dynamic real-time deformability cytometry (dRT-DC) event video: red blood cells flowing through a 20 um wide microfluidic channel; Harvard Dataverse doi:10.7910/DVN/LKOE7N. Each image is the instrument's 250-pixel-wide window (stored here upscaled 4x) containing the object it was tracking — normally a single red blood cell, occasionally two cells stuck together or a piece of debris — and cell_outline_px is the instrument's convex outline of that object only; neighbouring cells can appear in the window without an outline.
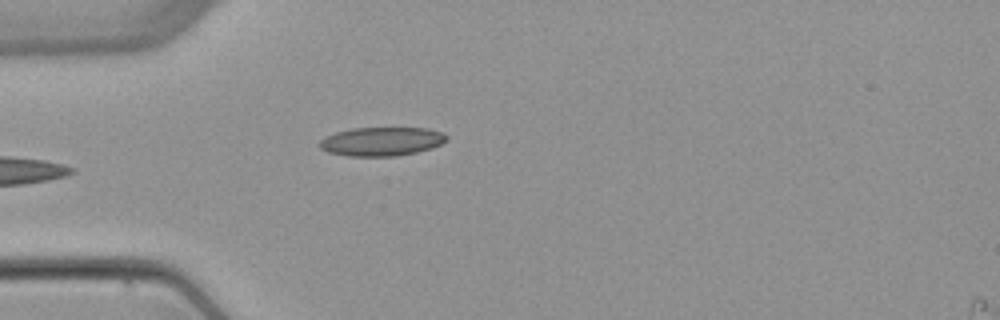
{"species": "common noctule bat (a hibernating species)", "species_latin": "Nyctalus noctula", "temperature_condition": "warm", "stored_images_in_passage": 4, "camera_frame_rate_fps": 3000, "um_per_image_px": 0.085, "animal": {"sex": "female", "body_mass_g": 22.7, "forearm_length_mm": 54.2}, "frame": {"image": 1, "passage_image": 4, "time_ms": 3.667, "image_size_px": [1000, 320], "cell_outline_px": [[448, 140], [432, 148], [416, 152], [396, 156], [348, 156], [328, 152], [320, 148], [316, 144], [324, 136], [336, 132], [352, 128], [428, 128], [444, 132], [448, 136]], "centroid_in_image_um": [32.43, 12.02], "position_along_channel_um": 52.6, "area_um2": 21.56}}